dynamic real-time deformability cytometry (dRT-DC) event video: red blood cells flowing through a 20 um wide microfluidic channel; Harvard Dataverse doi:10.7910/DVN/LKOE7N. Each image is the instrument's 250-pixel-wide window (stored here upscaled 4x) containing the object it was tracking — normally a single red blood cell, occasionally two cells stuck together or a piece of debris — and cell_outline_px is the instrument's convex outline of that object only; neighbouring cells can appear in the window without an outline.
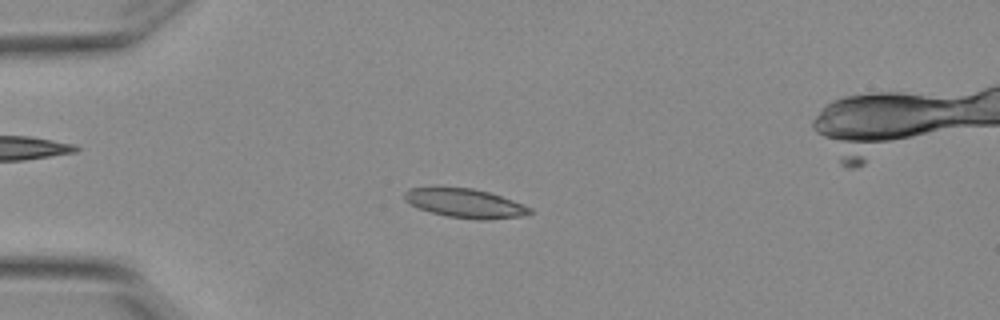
{"species": "Egyptian fruit bat (a non-hibernating species)", "species_latin": "Rousettus aegyptiacus", "temperature_condition": "warm", "stored_images_in_passage": 6, "camera_frame_rate_fps": 3000, "um_per_image_px": 0.085, "animal": {"sex": "female"}, "frame": {"image": 1, "passage_image": 4, "time_ms": 1.0, "image_size_px": [1000, 320], "cell_outline_px": [[532, 212], [528, 216], [484, 220], [472, 220], [448, 216], [432, 212], [408, 204], [404, 200], [404, 192], [408, 188], [472, 188], [488, 192], [512, 200], [532, 208]], "centroid_in_image_um": [39.56, 17.3], "position_along_channel_um": 45.4, "area_um2": 21.15}}
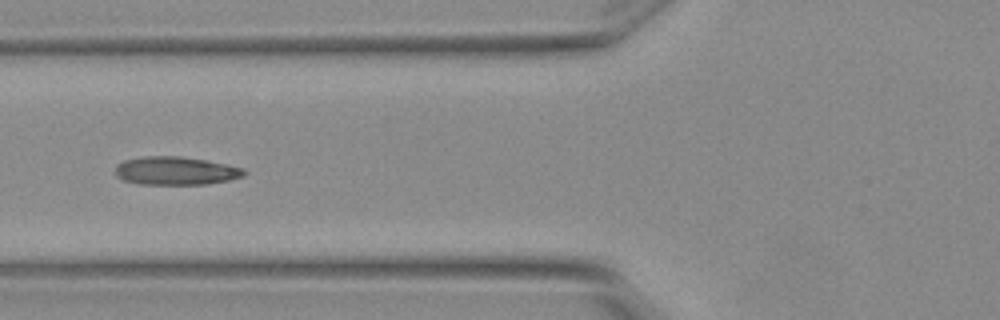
{"frame": {"image": 2, "passage_image": 6, "time_ms": 1.667, "image_size_px": [1000, 320], "cell_outline_px": [[248, 172], [244, 176], [228, 180], [204, 184], [140, 184], [124, 180], [116, 176], [116, 164], [124, 160], [144, 156], [180, 156], [228, 164], [244, 168]], "centroid_in_image_um": [14.95, 14.51], "position_along_channel_um": 110.9, "area_um2": 21.21}}